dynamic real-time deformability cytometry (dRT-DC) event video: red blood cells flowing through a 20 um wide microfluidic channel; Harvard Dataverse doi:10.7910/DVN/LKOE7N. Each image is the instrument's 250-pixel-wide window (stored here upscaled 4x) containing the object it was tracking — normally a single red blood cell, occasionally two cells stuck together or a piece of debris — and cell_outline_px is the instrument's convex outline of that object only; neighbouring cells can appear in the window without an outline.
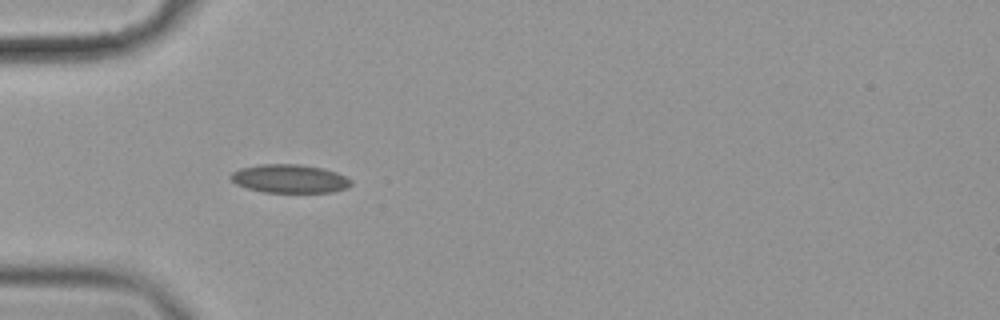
{"species": "common noctule bat (a hibernating species)", "species_latin": "Nyctalus noctula", "temperature_condition": "cold", "stored_images_in_passage": 6, "camera_frame_rate_fps": 3000, "um_per_image_px": 0.085, "animal": {"sex": "female", "body_mass_g": 19.9}, "frame": {"image": 1, "passage_image": 4, "time_ms": 1.0, "image_size_px": [1000, 320], "cell_outline_px": [[352, 184], [348, 188], [332, 192], [264, 192], [248, 188], [236, 184], [228, 176], [232, 172], [240, 168], [260, 164], [300, 164], [324, 168], [336, 172], [352, 180]], "centroid_in_image_um": [24.63, 15.18], "position_along_channel_um": 60.4, "area_um2": 20.06}}
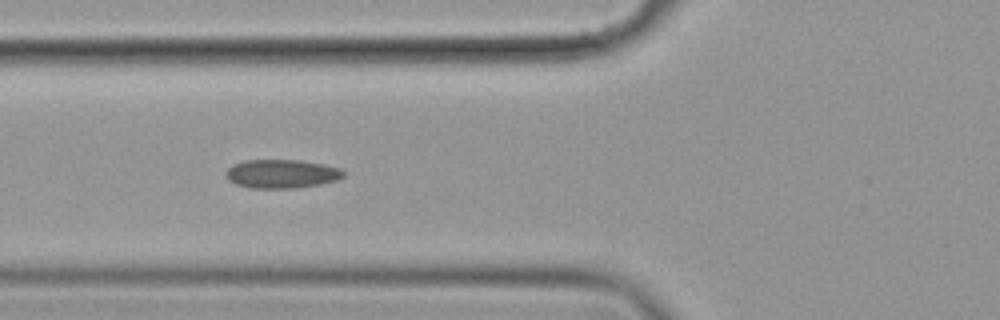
{"frame": {"image": 2, "passage_image": 5, "time_ms": 1.333, "image_size_px": [1000, 320], "cell_outline_px": [[344, 176], [336, 180], [320, 184], [292, 188], [248, 188], [236, 184], [228, 180], [224, 176], [224, 172], [232, 164], [244, 160], [300, 160], [324, 164], [340, 168], [344, 172]], "centroid_in_image_um": [23.89, 14.77], "position_along_channel_um": 101.9, "area_um2": 19.83}}
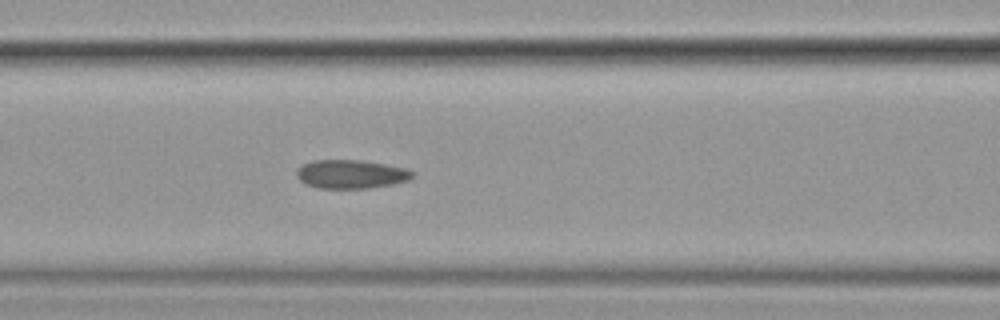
{"frame": {"image": 3, "passage_image": 6, "time_ms": 1.667, "image_size_px": [1000, 320], "cell_outline_px": [[412, 176], [408, 180], [392, 184], [368, 188], [316, 188], [304, 184], [296, 176], [296, 172], [304, 164], [312, 160], [364, 160], [408, 168], [412, 172]], "centroid_in_image_um": [29.82, 14.8], "position_along_channel_um": 136.8, "area_um2": 19.36}}